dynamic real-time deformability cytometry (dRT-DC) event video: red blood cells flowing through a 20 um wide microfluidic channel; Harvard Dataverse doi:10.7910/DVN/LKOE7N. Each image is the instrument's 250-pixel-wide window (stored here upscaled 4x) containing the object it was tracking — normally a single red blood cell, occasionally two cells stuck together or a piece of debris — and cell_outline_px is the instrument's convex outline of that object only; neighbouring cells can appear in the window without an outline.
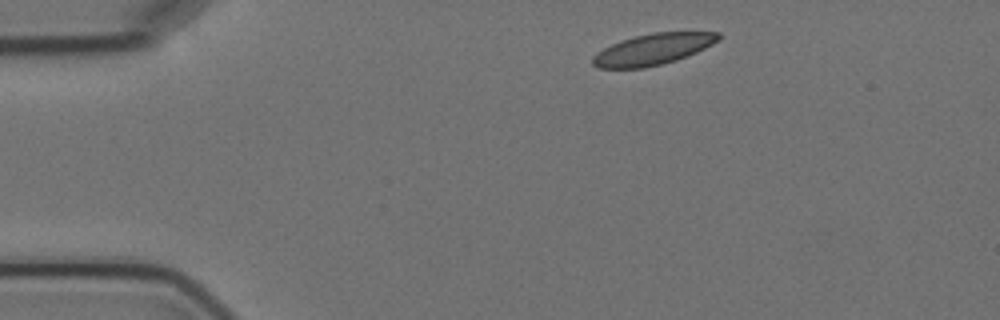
{"species": "Egyptian fruit bat (a non-hibernating species)", "species_latin": "Rousettus aegyptiacus", "temperature_condition": "cold", "stored_images_in_passage": 3, "camera_frame_rate_fps": 3000, "um_per_image_px": 0.085, "animal": {"sex": "female"}, "frame": {"image": 1, "passage_image": 1, "time_ms": 0.0, "image_size_px": [1000, 320], "cell_outline_px": [[720, 40], [696, 52], [676, 60], [644, 68], [596, 68], [592, 64], [592, 56], [604, 48], [620, 40], [652, 32], [720, 32]], "centroid_in_image_um": [55.48, 4.19], "position_along_channel_um": 29.5, "area_um2": 22.72}}